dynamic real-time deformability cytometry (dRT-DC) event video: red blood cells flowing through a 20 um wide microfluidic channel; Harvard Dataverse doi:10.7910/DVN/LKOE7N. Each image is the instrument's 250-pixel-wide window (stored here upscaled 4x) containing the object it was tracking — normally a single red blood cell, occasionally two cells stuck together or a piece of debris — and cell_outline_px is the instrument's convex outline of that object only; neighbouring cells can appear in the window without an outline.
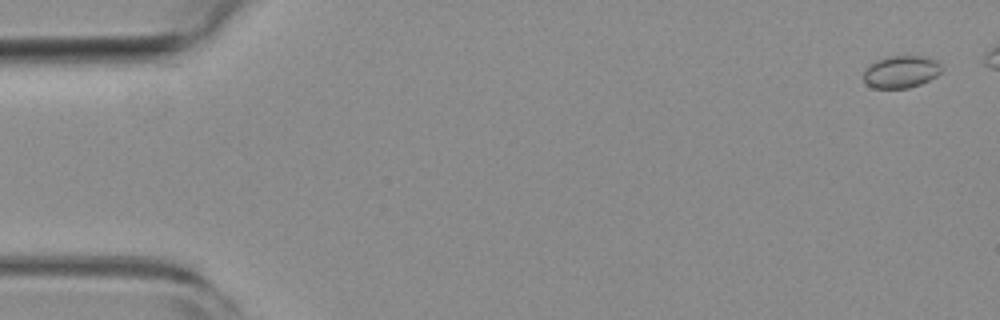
{"species": "common noctule bat (a hibernating species)", "species_latin": "Nyctalus noctula", "temperature_condition": "room temperature", "stored_images_in_passage": 48, "camera_frame_rate_fps": 3000, "um_per_image_px": 0.085, "animal": {"sex": "female", "body_mass_g": 19.3, "forearm_length_mm": 54.1}, "frame": {"image": 1, "passage_image": 2, "time_ms": 0.333, "image_size_px": [1000, 320], "cell_outline_px": [[940, 72], [936, 76], [920, 84], [908, 88], [872, 88], [864, 80], [864, 72], [868, 64], [876, 60], [888, 56], [924, 56], [936, 60], [940, 64]], "centroid_in_image_um": [76.56, 6.09], "position_along_channel_um": 8.4, "area_um2": 14.62}}
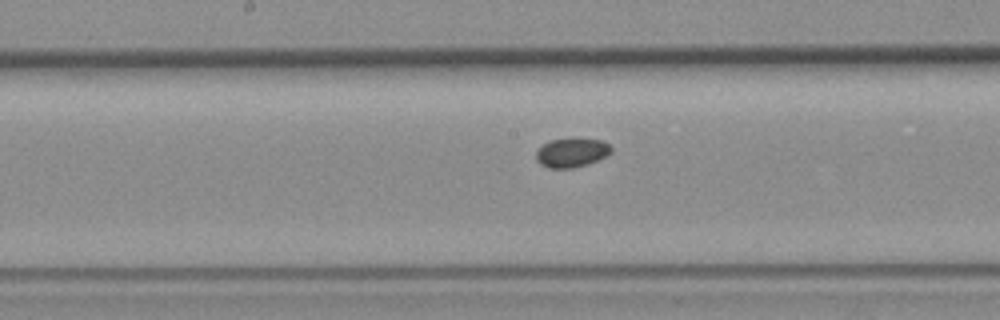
{"frame": {"image": 2, "passage_image": 28, "time_ms": 9.0, "image_size_px": [1000, 320], "cell_outline_px": [[612, 152], [608, 156], [588, 164], [572, 168], [548, 168], [540, 164], [536, 160], [536, 152], [548, 140], [572, 136], [600, 140], [608, 144], [612, 148]], "centroid_in_image_um": [48.6, 12.94], "position_along_channel_um": 199.6, "area_um2": 13.24}}
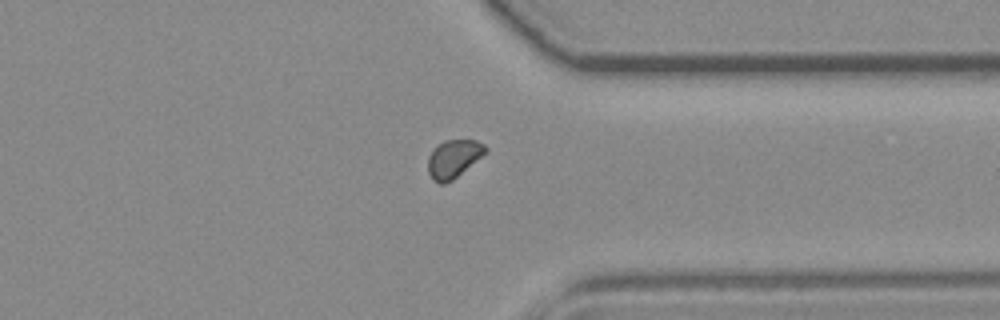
{"frame": {"image": 3, "passage_image": 42, "time_ms": 13.667, "image_size_px": [1000, 320], "cell_outline_px": [[488, 152], [452, 180], [444, 184], [440, 184], [432, 180], [428, 172], [428, 156], [444, 140], [476, 140], [484, 144], [488, 148]], "centroid_in_image_um": [38.58, 13.5], "position_along_channel_um": 372.8, "area_um2": 12.72}}